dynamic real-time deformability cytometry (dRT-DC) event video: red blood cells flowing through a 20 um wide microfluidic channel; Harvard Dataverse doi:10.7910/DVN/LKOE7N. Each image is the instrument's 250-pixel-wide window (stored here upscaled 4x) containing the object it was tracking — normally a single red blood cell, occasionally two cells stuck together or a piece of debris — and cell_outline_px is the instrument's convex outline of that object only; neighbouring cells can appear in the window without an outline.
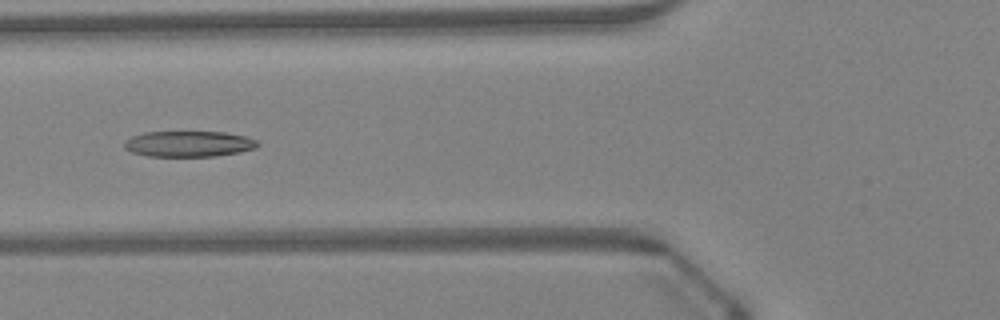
{"species": "Egyptian fruit bat (a non-hibernating species)", "species_latin": "Rousettus aegyptiacus", "temperature_condition": "warm", "stored_images_in_passage": 48, "camera_frame_rate_fps": 3000, "um_per_image_px": 0.085, "animal": {"sex": "female"}, "frame": {"image": 1, "passage_image": 19, "time_ms": 6.0, "image_size_px": [1000, 320], "cell_outline_px": [[260, 144], [256, 148], [240, 152], [216, 156], [148, 156], [132, 152], [124, 148], [124, 140], [132, 136], [144, 132], [224, 132], [248, 136], [256, 140]], "centroid_in_image_um": [16.06, 12.22], "position_along_channel_um": 109.7, "area_um2": 20.17}}
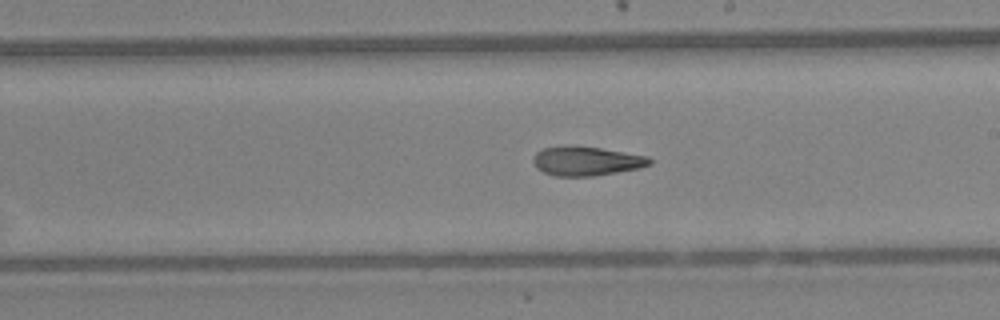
{"frame": {"image": 2, "passage_image": 28, "time_ms": 9.0, "image_size_px": [1000, 320], "cell_outline_px": [[652, 164], [640, 168], [592, 176], [556, 176], [544, 172], [536, 168], [532, 160], [536, 152], [544, 148], [564, 144], [568, 144], [600, 148], [648, 156], [652, 160]], "centroid_in_image_um": [49.82, 13.67], "position_along_channel_um": 239.2, "area_um2": 20.0}}
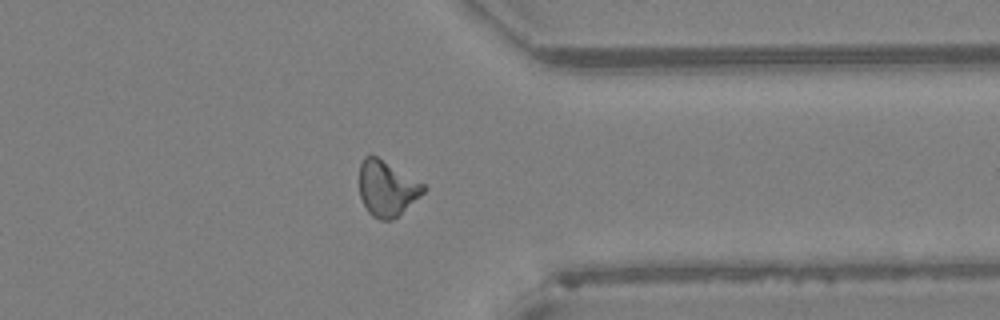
{"frame": {"image": 3, "passage_image": 38, "time_ms": 12.333, "image_size_px": [1000, 320], "cell_outline_px": [[428, 188], [420, 196], [392, 220], [380, 220], [372, 216], [368, 212], [360, 196], [360, 160], [364, 156], [376, 156], [424, 184]], "centroid_in_image_um": [32.87, 16.02], "position_along_channel_um": 378.5, "area_um2": 20.4}, "authors_computed_cell_mechanics": {"area_um2": 20.6924, "velocity_mm_per_s": 4.3317, "shape_relaxation_time_tau1_ms": 10.212, "shape_relaxation_time_tau2_ms": 4.164, "deformation_change_tau1": 0.2644, "deformation_change_tau2": 0.1488}}